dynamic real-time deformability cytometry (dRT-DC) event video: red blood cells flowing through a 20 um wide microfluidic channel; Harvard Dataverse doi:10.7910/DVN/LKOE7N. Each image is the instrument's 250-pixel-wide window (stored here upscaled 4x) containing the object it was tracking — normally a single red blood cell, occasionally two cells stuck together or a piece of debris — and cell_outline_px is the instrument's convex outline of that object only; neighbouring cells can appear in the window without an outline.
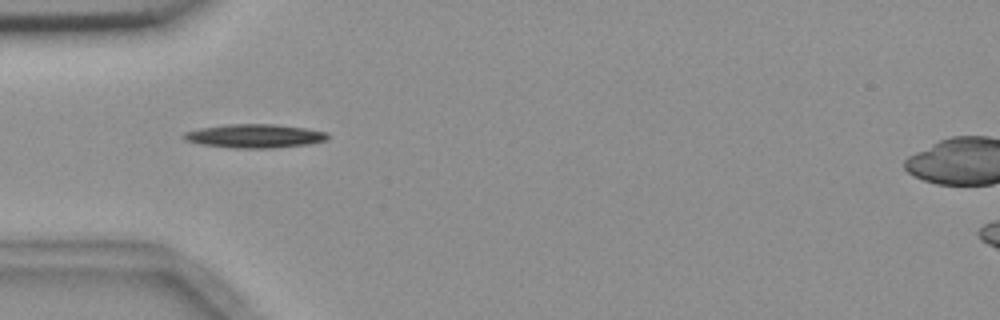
{"species": "common noctule bat (a hibernating species)", "species_latin": "Nyctalus noctula", "temperature_condition": "room temperature", "stored_images_in_passage": 3, "camera_frame_rate_fps": 3000, "um_per_image_px": 0.085, "animal": {"sex": "female", "body_mass_g": 18.4}, "frame": {"image": 1, "passage_image": 2, "time_ms": 1.0, "image_size_px": [1000, 320], "cell_outline_px": [[328, 140], [308, 144], [272, 148], [236, 148], [200, 144], [184, 140], [184, 132], [200, 128], [228, 124], [272, 124], [304, 128], [328, 132]], "centroid_in_image_um": [21.65, 11.56], "position_along_channel_um": 63.3, "area_um2": 19.77}}